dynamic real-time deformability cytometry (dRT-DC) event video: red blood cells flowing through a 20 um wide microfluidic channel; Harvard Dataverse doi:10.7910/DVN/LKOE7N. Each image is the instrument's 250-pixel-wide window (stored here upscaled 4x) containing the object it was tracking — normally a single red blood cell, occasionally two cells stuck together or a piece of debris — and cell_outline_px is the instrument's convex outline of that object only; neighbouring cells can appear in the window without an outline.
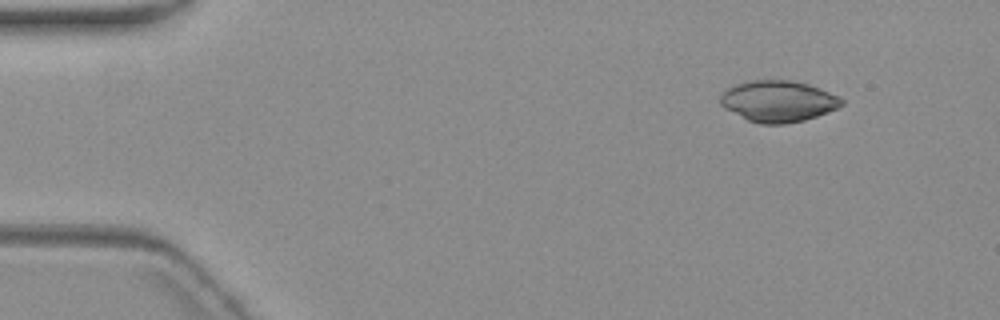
{"species": "common noctule bat (a hibernating species)", "species_latin": "Nyctalus noctula", "temperature_condition": "warm", "stored_images_in_passage": 3, "camera_frame_rate_fps": 3000, "um_per_image_px": 0.085, "animal": {"sex": "female", "body_mass_g": 19.3, "forearm_length_mm": 54.1}, "frame": {"image": 1, "passage_image": 1, "time_ms": 0.0, "image_size_px": [1000, 320], "cell_outline_px": [[844, 104], [828, 112], [804, 120], [784, 124], [760, 124], [748, 120], [724, 108], [720, 104], [720, 96], [728, 88], [736, 84], [752, 80], [788, 80], [808, 84], [840, 96], [844, 100]], "centroid_in_image_um": [66.15, 8.61], "position_along_channel_um": 18.8, "area_um2": 29.07}}